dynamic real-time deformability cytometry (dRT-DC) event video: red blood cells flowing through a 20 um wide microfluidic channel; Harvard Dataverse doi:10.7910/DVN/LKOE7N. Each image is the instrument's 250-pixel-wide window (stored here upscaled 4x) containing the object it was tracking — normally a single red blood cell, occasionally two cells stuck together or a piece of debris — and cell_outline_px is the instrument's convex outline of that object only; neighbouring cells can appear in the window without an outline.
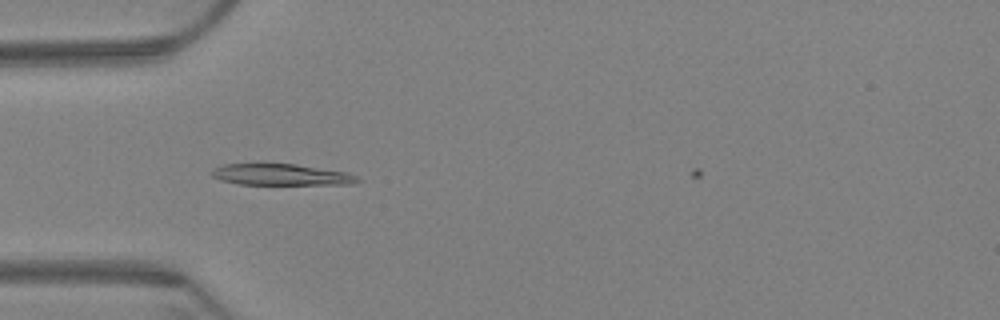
{"species": "Egyptian fruit bat (a non-hibernating species)", "species_latin": "Rousettus aegyptiacus", "temperature_condition": "warm", "stored_images_in_passage": 43, "camera_frame_rate_fps": 3000, "um_per_image_px": 0.085, "animal": {"sex": "female"}, "frame": {"image": 1, "passage_image": 4, "time_ms": 1.0, "image_size_px": [1000, 320], "cell_outline_px": [[360, 180], [352, 184], [240, 184], [220, 180], [212, 176], [212, 168], [224, 164], [296, 164], [348, 172], [356, 176]], "centroid_in_image_um": [23.89, 14.84], "position_along_channel_um": 61.1, "area_um2": 17.98}}
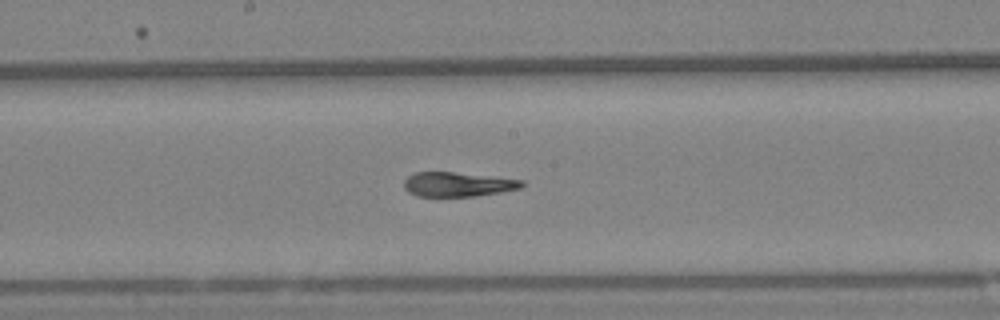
{"frame": {"image": 2, "passage_image": 18, "time_ms": 5.667, "image_size_px": [1000, 320], "cell_outline_px": [[524, 184], [520, 188], [500, 192], [476, 196], [416, 196], [408, 192], [404, 188], [404, 180], [408, 176], [416, 172], [452, 172], [524, 180]], "centroid_in_image_um": [38.88, 15.67], "position_along_channel_um": 209.3, "area_um2": 16.65}}
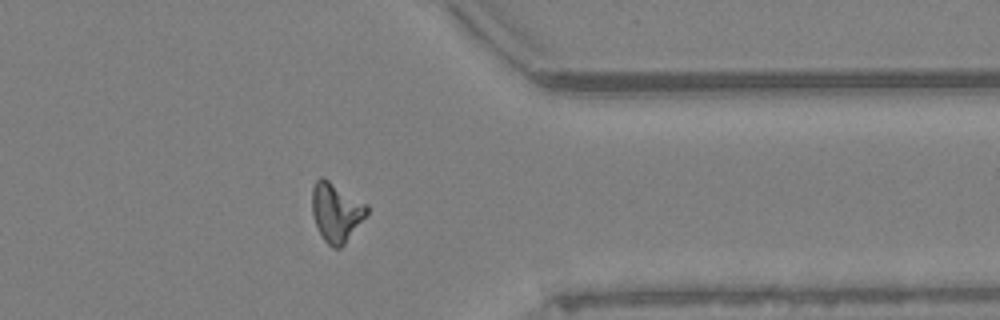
{"frame": {"image": 3, "passage_image": 35, "time_ms": 11.333, "image_size_px": [1000, 320], "cell_outline_px": [[368, 212], [344, 244], [340, 248], [332, 248], [324, 240], [316, 224], [312, 212], [312, 188], [316, 180], [320, 176], [324, 176], [368, 204]], "centroid_in_image_um": [28.57, 17.98], "position_along_channel_um": 382.8, "area_um2": 18.84}}